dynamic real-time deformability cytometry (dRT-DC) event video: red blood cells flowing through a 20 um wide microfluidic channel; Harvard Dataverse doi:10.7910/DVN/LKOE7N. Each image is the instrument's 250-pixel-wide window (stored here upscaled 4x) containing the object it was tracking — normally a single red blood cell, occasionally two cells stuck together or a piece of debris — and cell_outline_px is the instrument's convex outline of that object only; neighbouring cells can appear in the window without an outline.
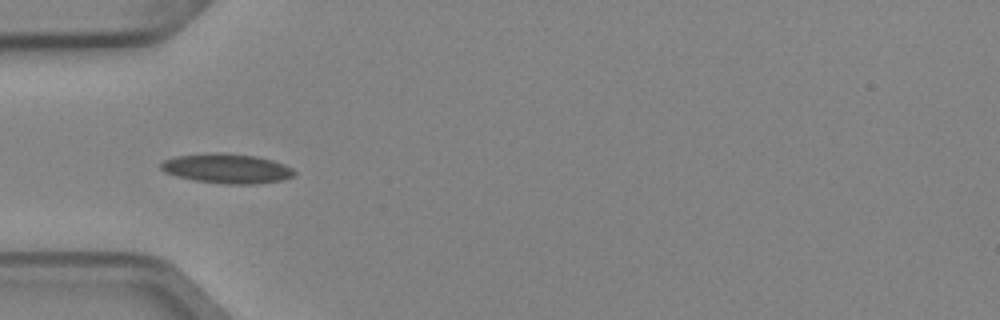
{"species": "Egyptian fruit bat (a non-hibernating species)", "species_latin": "Rousettus aegyptiacus", "temperature_condition": "cold", "stored_images_in_passage": 6, "camera_frame_rate_fps": 3000, "um_per_image_px": 0.085, "animal": {"sex": "female"}, "frame": {"image": 1, "passage_image": 5, "time_ms": 1.333, "image_size_px": [1000, 320], "cell_outline_px": [[296, 172], [292, 176], [284, 180], [252, 184], [228, 184], [196, 180], [176, 176], [164, 172], [160, 168], [160, 164], [164, 160], [176, 156], [204, 152], [224, 152], [256, 156], [272, 160], [284, 164], [292, 168]], "centroid_in_image_um": [19.27, 14.3], "position_along_channel_um": 65.7, "area_um2": 23.18}}
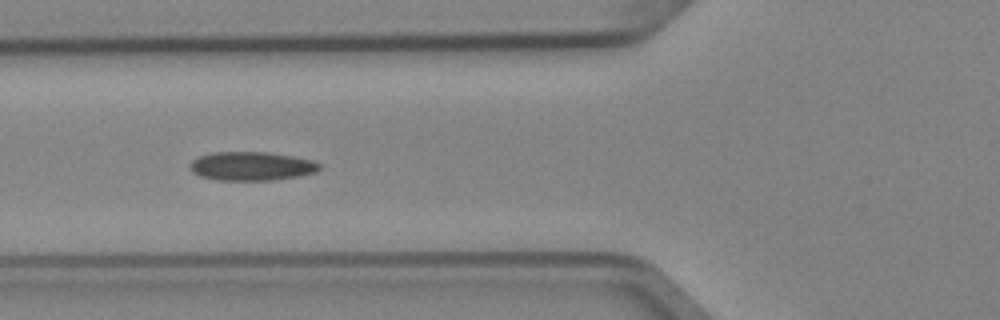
{"frame": {"image": 2, "passage_image": 6, "time_ms": 1.667, "image_size_px": [1000, 320], "cell_outline_px": [[320, 168], [316, 172], [296, 176], [272, 180], [216, 180], [200, 176], [192, 172], [188, 168], [188, 164], [192, 160], [200, 156], [212, 152], [268, 152], [292, 156], [312, 160], [320, 164]], "centroid_in_image_um": [21.32, 14.12], "position_along_channel_um": 104.5, "area_um2": 21.73}}